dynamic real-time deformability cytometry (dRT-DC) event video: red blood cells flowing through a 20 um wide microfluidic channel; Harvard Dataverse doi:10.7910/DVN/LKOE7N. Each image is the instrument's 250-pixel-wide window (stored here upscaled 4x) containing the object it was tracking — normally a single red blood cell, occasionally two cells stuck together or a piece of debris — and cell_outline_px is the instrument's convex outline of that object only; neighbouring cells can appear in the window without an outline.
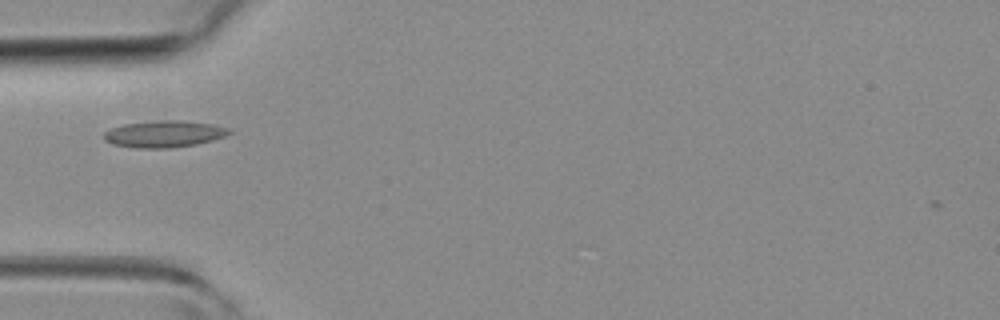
{"species": "common noctule bat (a hibernating species)", "species_latin": "Nyctalus noctula", "temperature_condition": "room temperature", "stored_images_in_passage": 3, "camera_frame_rate_fps": 3000, "um_per_image_px": 0.085, "animal": {"sex": "female", "body_mass_g": 19.3, "forearm_length_mm": 54.1}, "frame": {"image": 1, "passage_image": 3, "time_ms": 2.333, "image_size_px": [1000, 320], "cell_outline_px": [[232, 132], [224, 136], [212, 140], [196, 144], [168, 148], [136, 148], [112, 144], [104, 140], [104, 132], [112, 128], [124, 124], [160, 120], [180, 120], [212, 124], [228, 128]], "centroid_in_image_um": [13.93, 11.39], "position_along_channel_um": 71.1, "area_um2": 19.36}}